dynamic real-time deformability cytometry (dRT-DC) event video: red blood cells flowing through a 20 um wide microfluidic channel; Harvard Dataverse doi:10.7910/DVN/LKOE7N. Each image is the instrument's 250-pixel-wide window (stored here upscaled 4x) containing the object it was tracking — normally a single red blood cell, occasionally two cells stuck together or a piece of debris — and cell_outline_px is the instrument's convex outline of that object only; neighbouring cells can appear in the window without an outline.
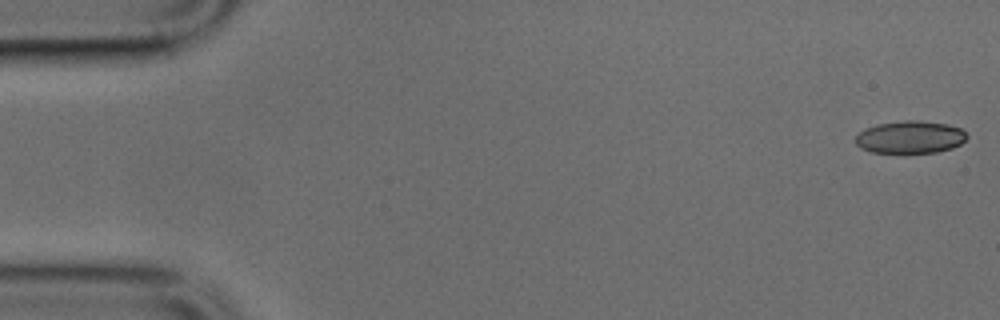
{"species": "common noctule bat (a hibernating species)", "species_latin": "Nyctalus noctula", "temperature_condition": "cold", "stored_images_in_passage": 49, "camera_frame_rate_fps": 3000, "um_per_image_px": 0.085, "animal": {"sex": "male", "body_mass_g": 17.9, "forearm_length_mm": 54.2}, "frame": {"image": 1, "passage_image": 1, "time_ms": 0.0, "image_size_px": [1000, 320], "cell_outline_px": [[968, 136], [960, 144], [952, 148], [936, 152], [872, 152], [860, 148], [856, 144], [856, 136], [860, 132], [876, 124], [904, 120], [920, 120], [948, 124], [960, 128]], "centroid_in_image_um": [77.37, 11.64], "position_along_channel_um": 7.6, "area_um2": 20.92}}
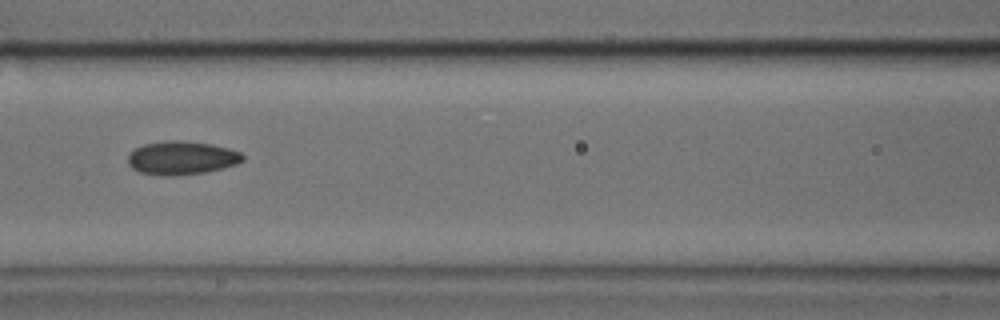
{"frame": {"image": 2, "passage_image": 21, "time_ms": 6.667, "image_size_px": [1000, 320], "cell_outline_px": [[244, 160], [236, 164], [204, 172], [176, 176], [160, 176], [140, 172], [132, 168], [128, 164], [128, 156], [136, 148], [144, 144], [168, 140], [180, 140], [212, 144], [228, 148], [240, 152], [244, 156]], "centroid_in_image_um": [15.43, 13.42], "position_along_channel_um": 151.2, "area_um2": 22.37}}
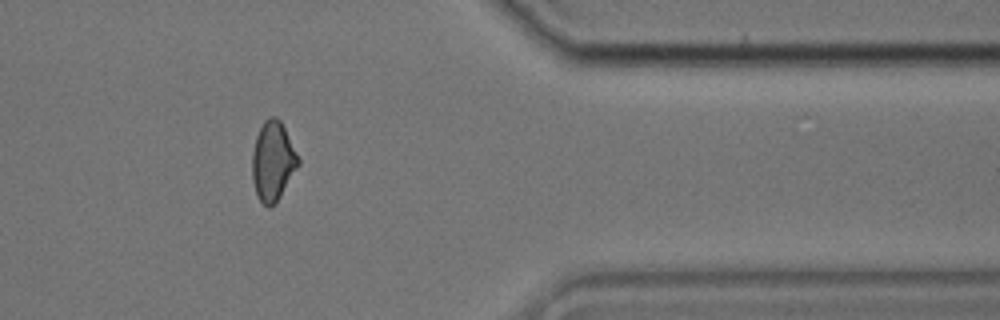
{"frame": {"image": 3, "passage_image": 40, "time_ms": 13.0, "image_size_px": [1000, 320], "cell_outline_px": [[300, 164], [280, 196], [268, 208], [260, 200], [256, 192], [252, 180], [252, 152], [256, 136], [264, 120], [268, 116], [276, 116], [280, 120], [300, 160]], "centroid_in_image_um": [23.18, 13.67], "position_along_channel_um": 388.2, "area_um2": 21.04}}